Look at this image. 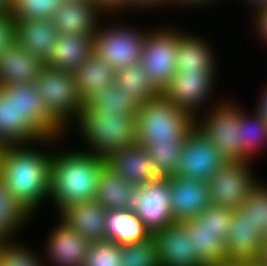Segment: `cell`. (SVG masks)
Returning <instances> with one entry per match:
<instances>
[{"label":"cell","mask_w":267,"mask_h":266,"mask_svg":"<svg viewBox=\"0 0 267 266\" xmlns=\"http://www.w3.org/2000/svg\"><path fill=\"white\" fill-rule=\"evenodd\" d=\"M62 139L45 138L34 143L6 146L0 179L31 217L49 198L50 164L54 149L48 152L45 150L47 147L44 148V146L58 145V141ZM42 144L44 146L40 150L41 147L37 145Z\"/></svg>","instance_id":"1"},{"label":"cell","mask_w":267,"mask_h":266,"mask_svg":"<svg viewBox=\"0 0 267 266\" xmlns=\"http://www.w3.org/2000/svg\"><path fill=\"white\" fill-rule=\"evenodd\" d=\"M56 149L50 164L49 198L59 213L63 208L96 198L98 177L107 163L81 148L77 150Z\"/></svg>","instance_id":"2"},{"label":"cell","mask_w":267,"mask_h":266,"mask_svg":"<svg viewBox=\"0 0 267 266\" xmlns=\"http://www.w3.org/2000/svg\"><path fill=\"white\" fill-rule=\"evenodd\" d=\"M135 115L101 112L84 103L75 126L86 143L85 150L107 159L118 150L138 144Z\"/></svg>","instance_id":"3"},{"label":"cell","mask_w":267,"mask_h":266,"mask_svg":"<svg viewBox=\"0 0 267 266\" xmlns=\"http://www.w3.org/2000/svg\"><path fill=\"white\" fill-rule=\"evenodd\" d=\"M135 118L137 140L142 146L183 142L195 127V119L162 94L142 102Z\"/></svg>","instance_id":"4"},{"label":"cell","mask_w":267,"mask_h":266,"mask_svg":"<svg viewBox=\"0 0 267 266\" xmlns=\"http://www.w3.org/2000/svg\"><path fill=\"white\" fill-rule=\"evenodd\" d=\"M34 85L46 112L68 132L70 125L74 123L71 121H77L84 107L74 74L45 67L35 79Z\"/></svg>","instance_id":"5"},{"label":"cell","mask_w":267,"mask_h":266,"mask_svg":"<svg viewBox=\"0 0 267 266\" xmlns=\"http://www.w3.org/2000/svg\"><path fill=\"white\" fill-rule=\"evenodd\" d=\"M232 216L231 209L210 205L195 219L181 222L204 266L226 262L225 241Z\"/></svg>","instance_id":"6"},{"label":"cell","mask_w":267,"mask_h":266,"mask_svg":"<svg viewBox=\"0 0 267 266\" xmlns=\"http://www.w3.org/2000/svg\"><path fill=\"white\" fill-rule=\"evenodd\" d=\"M220 102L214 103L212 109L209 106L203 118L197 116L195 126L228 161H242V106L234 101Z\"/></svg>","instance_id":"7"},{"label":"cell","mask_w":267,"mask_h":266,"mask_svg":"<svg viewBox=\"0 0 267 266\" xmlns=\"http://www.w3.org/2000/svg\"><path fill=\"white\" fill-rule=\"evenodd\" d=\"M102 22L93 35V53L104 59L115 71L140 62L147 30L121 22L115 25Z\"/></svg>","instance_id":"8"},{"label":"cell","mask_w":267,"mask_h":266,"mask_svg":"<svg viewBox=\"0 0 267 266\" xmlns=\"http://www.w3.org/2000/svg\"><path fill=\"white\" fill-rule=\"evenodd\" d=\"M160 27L147 28L140 62L149 81L161 94L177 72L176 52L182 30L170 25Z\"/></svg>","instance_id":"9"},{"label":"cell","mask_w":267,"mask_h":266,"mask_svg":"<svg viewBox=\"0 0 267 266\" xmlns=\"http://www.w3.org/2000/svg\"><path fill=\"white\" fill-rule=\"evenodd\" d=\"M251 161H227L207 181L211 205L236 211L244 204L249 193L260 181L252 172Z\"/></svg>","instance_id":"10"},{"label":"cell","mask_w":267,"mask_h":266,"mask_svg":"<svg viewBox=\"0 0 267 266\" xmlns=\"http://www.w3.org/2000/svg\"><path fill=\"white\" fill-rule=\"evenodd\" d=\"M125 210L135 211L151 234L173 224L175 221L171 214L170 178L159 177L135 186L130 192Z\"/></svg>","instance_id":"11"},{"label":"cell","mask_w":267,"mask_h":266,"mask_svg":"<svg viewBox=\"0 0 267 266\" xmlns=\"http://www.w3.org/2000/svg\"><path fill=\"white\" fill-rule=\"evenodd\" d=\"M15 99L17 123L37 141L45 138H64L66 131L46 112L34 83H13L2 86ZM65 135V136H64Z\"/></svg>","instance_id":"12"},{"label":"cell","mask_w":267,"mask_h":266,"mask_svg":"<svg viewBox=\"0 0 267 266\" xmlns=\"http://www.w3.org/2000/svg\"><path fill=\"white\" fill-rule=\"evenodd\" d=\"M227 161L195 126L183 141L175 176L207 182Z\"/></svg>","instance_id":"13"},{"label":"cell","mask_w":267,"mask_h":266,"mask_svg":"<svg viewBox=\"0 0 267 266\" xmlns=\"http://www.w3.org/2000/svg\"><path fill=\"white\" fill-rule=\"evenodd\" d=\"M216 72L218 73V70L197 73L177 71L161 94L196 119L198 115L201 116L199 113L205 109L207 101L211 100L214 94L212 92H215L213 91L217 81L215 78L218 76Z\"/></svg>","instance_id":"14"},{"label":"cell","mask_w":267,"mask_h":266,"mask_svg":"<svg viewBox=\"0 0 267 266\" xmlns=\"http://www.w3.org/2000/svg\"><path fill=\"white\" fill-rule=\"evenodd\" d=\"M159 266H204L192 248L191 236L181 222L152 233Z\"/></svg>","instance_id":"15"},{"label":"cell","mask_w":267,"mask_h":266,"mask_svg":"<svg viewBox=\"0 0 267 266\" xmlns=\"http://www.w3.org/2000/svg\"><path fill=\"white\" fill-rule=\"evenodd\" d=\"M170 204L175 222L195 219L211 205L206 181L171 176Z\"/></svg>","instance_id":"16"},{"label":"cell","mask_w":267,"mask_h":266,"mask_svg":"<svg viewBox=\"0 0 267 266\" xmlns=\"http://www.w3.org/2000/svg\"><path fill=\"white\" fill-rule=\"evenodd\" d=\"M264 237L265 235L253 225L247 214L239 209L233 211L225 241L226 262L257 261Z\"/></svg>","instance_id":"17"},{"label":"cell","mask_w":267,"mask_h":266,"mask_svg":"<svg viewBox=\"0 0 267 266\" xmlns=\"http://www.w3.org/2000/svg\"><path fill=\"white\" fill-rule=\"evenodd\" d=\"M46 240L45 252L49 266H83L90 242L60 219Z\"/></svg>","instance_id":"18"},{"label":"cell","mask_w":267,"mask_h":266,"mask_svg":"<svg viewBox=\"0 0 267 266\" xmlns=\"http://www.w3.org/2000/svg\"><path fill=\"white\" fill-rule=\"evenodd\" d=\"M104 15L90 0H64L55 12L52 22L58 34H84L93 37L100 21H107L101 19L106 18Z\"/></svg>","instance_id":"19"},{"label":"cell","mask_w":267,"mask_h":266,"mask_svg":"<svg viewBox=\"0 0 267 266\" xmlns=\"http://www.w3.org/2000/svg\"><path fill=\"white\" fill-rule=\"evenodd\" d=\"M106 212L95 200L83 201L63 208L58 218L91 243L106 240Z\"/></svg>","instance_id":"20"},{"label":"cell","mask_w":267,"mask_h":266,"mask_svg":"<svg viewBox=\"0 0 267 266\" xmlns=\"http://www.w3.org/2000/svg\"><path fill=\"white\" fill-rule=\"evenodd\" d=\"M107 164L117 171L124 180L134 186H141L159 178L152 158L145 147L136 144L112 153Z\"/></svg>","instance_id":"21"},{"label":"cell","mask_w":267,"mask_h":266,"mask_svg":"<svg viewBox=\"0 0 267 266\" xmlns=\"http://www.w3.org/2000/svg\"><path fill=\"white\" fill-rule=\"evenodd\" d=\"M44 68L42 58L34 56L15 42L0 56V86L34 83Z\"/></svg>","instance_id":"22"},{"label":"cell","mask_w":267,"mask_h":266,"mask_svg":"<svg viewBox=\"0 0 267 266\" xmlns=\"http://www.w3.org/2000/svg\"><path fill=\"white\" fill-rule=\"evenodd\" d=\"M93 37L84 34H58L55 43L44 60L45 67L74 73L92 53Z\"/></svg>","instance_id":"23"},{"label":"cell","mask_w":267,"mask_h":266,"mask_svg":"<svg viewBox=\"0 0 267 266\" xmlns=\"http://www.w3.org/2000/svg\"><path fill=\"white\" fill-rule=\"evenodd\" d=\"M209 43L204 36L202 38L197 34L181 31L176 52L177 71L197 73L217 70L218 59Z\"/></svg>","instance_id":"24"},{"label":"cell","mask_w":267,"mask_h":266,"mask_svg":"<svg viewBox=\"0 0 267 266\" xmlns=\"http://www.w3.org/2000/svg\"><path fill=\"white\" fill-rule=\"evenodd\" d=\"M16 42L34 56L45 60L55 40L57 29L52 20H16Z\"/></svg>","instance_id":"25"},{"label":"cell","mask_w":267,"mask_h":266,"mask_svg":"<svg viewBox=\"0 0 267 266\" xmlns=\"http://www.w3.org/2000/svg\"><path fill=\"white\" fill-rule=\"evenodd\" d=\"M73 74L79 95L84 103L115 81L113 67L94 53L82 62Z\"/></svg>","instance_id":"26"},{"label":"cell","mask_w":267,"mask_h":266,"mask_svg":"<svg viewBox=\"0 0 267 266\" xmlns=\"http://www.w3.org/2000/svg\"><path fill=\"white\" fill-rule=\"evenodd\" d=\"M105 224L106 240L119 245L142 241L151 235L135 211H107Z\"/></svg>","instance_id":"27"},{"label":"cell","mask_w":267,"mask_h":266,"mask_svg":"<svg viewBox=\"0 0 267 266\" xmlns=\"http://www.w3.org/2000/svg\"><path fill=\"white\" fill-rule=\"evenodd\" d=\"M134 188L133 184L124 180L117 171L106 163L98 177L95 201L107 211L125 210L130 192Z\"/></svg>","instance_id":"28"},{"label":"cell","mask_w":267,"mask_h":266,"mask_svg":"<svg viewBox=\"0 0 267 266\" xmlns=\"http://www.w3.org/2000/svg\"><path fill=\"white\" fill-rule=\"evenodd\" d=\"M0 140L6 145L34 143L37 140L19 123L15 99L0 86Z\"/></svg>","instance_id":"29"},{"label":"cell","mask_w":267,"mask_h":266,"mask_svg":"<svg viewBox=\"0 0 267 266\" xmlns=\"http://www.w3.org/2000/svg\"><path fill=\"white\" fill-rule=\"evenodd\" d=\"M31 218L0 179V240L15 239V234Z\"/></svg>","instance_id":"30"},{"label":"cell","mask_w":267,"mask_h":266,"mask_svg":"<svg viewBox=\"0 0 267 266\" xmlns=\"http://www.w3.org/2000/svg\"><path fill=\"white\" fill-rule=\"evenodd\" d=\"M244 111L241 127L242 161L253 160L267 147V122L254 111L251 115Z\"/></svg>","instance_id":"31"},{"label":"cell","mask_w":267,"mask_h":266,"mask_svg":"<svg viewBox=\"0 0 267 266\" xmlns=\"http://www.w3.org/2000/svg\"><path fill=\"white\" fill-rule=\"evenodd\" d=\"M88 103L101 112H119L120 114H136L142 102L133 94L118 87L116 82L95 94Z\"/></svg>","instance_id":"32"},{"label":"cell","mask_w":267,"mask_h":266,"mask_svg":"<svg viewBox=\"0 0 267 266\" xmlns=\"http://www.w3.org/2000/svg\"><path fill=\"white\" fill-rule=\"evenodd\" d=\"M114 80L119 88L135 95L141 102L149 101L160 94L149 81L141 62L116 70Z\"/></svg>","instance_id":"33"},{"label":"cell","mask_w":267,"mask_h":266,"mask_svg":"<svg viewBox=\"0 0 267 266\" xmlns=\"http://www.w3.org/2000/svg\"><path fill=\"white\" fill-rule=\"evenodd\" d=\"M64 0H10L8 12L15 20H52Z\"/></svg>","instance_id":"34"},{"label":"cell","mask_w":267,"mask_h":266,"mask_svg":"<svg viewBox=\"0 0 267 266\" xmlns=\"http://www.w3.org/2000/svg\"><path fill=\"white\" fill-rule=\"evenodd\" d=\"M183 142L171 144L144 145L152 158L159 177L175 176L180 159Z\"/></svg>","instance_id":"35"},{"label":"cell","mask_w":267,"mask_h":266,"mask_svg":"<svg viewBox=\"0 0 267 266\" xmlns=\"http://www.w3.org/2000/svg\"><path fill=\"white\" fill-rule=\"evenodd\" d=\"M262 181V182H261ZM249 193L248 199L239 207L265 236L267 235V182L261 180ZM265 182V183H264Z\"/></svg>","instance_id":"36"},{"label":"cell","mask_w":267,"mask_h":266,"mask_svg":"<svg viewBox=\"0 0 267 266\" xmlns=\"http://www.w3.org/2000/svg\"><path fill=\"white\" fill-rule=\"evenodd\" d=\"M121 246V266H159L152 234L145 240Z\"/></svg>","instance_id":"37"},{"label":"cell","mask_w":267,"mask_h":266,"mask_svg":"<svg viewBox=\"0 0 267 266\" xmlns=\"http://www.w3.org/2000/svg\"><path fill=\"white\" fill-rule=\"evenodd\" d=\"M15 241L13 239L1 243L0 266H46L44 259L38 257L33 249Z\"/></svg>","instance_id":"38"},{"label":"cell","mask_w":267,"mask_h":266,"mask_svg":"<svg viewBox=\"0 0 267 266\" xmlns=\"http://www.w3.org/2000/svg\"><path fill=\"white\" fill-rule=\"evenodd\" d=\"M122 246L109 240L91 242L83 266H121Z\"/></svg>","instance_id":"39"},{"label":"cell","mask_w":267,"mask_h":266,"mask_svg":"<svg viewBox=\"0 0 267 266\" xmlns=\"http://www.w3.org/2000/svg\"><path fill=\"white\" fill-rule=\"evenodd\" d=\"M16 20L9 12L0 14V56L16 42Z\"/></svg>","instance_id":"40"},{"label":"cell","mask_w":267,"mask_h":266,"mask_svg":"<svg viewBox=\"0 0 267 266\" xmlns=\"http://www.w3.org/2000/svg\"><path fill=\"white\" fill-rule=\"evenodd\" d=\"M98 7L106 16L114 15L128 10V0H90Z\"/></svg>","instance_id":"41"},{"label":"cell","mask_w":267,"mask_h":266,"mask_svg":"<svg viewBox=\"0 0 267 266\" xmlns=\"http://www.w3.org/2000/svg\"><path fill=\"white\" fill-rule=\"evenodd\" d=\"M252 24H254L255 34L259 36L260 42L263 41V45H267V7L261 8L258 12L253 15Z\"/></svg>","instance_id":"42"},{"label":"cell","mask_w":267,"mask_h":266,"mask_svg":"<svg viewBox=\"0 0 267 266\" xmlns=\"http://www.w3.org/2000/svg\"><path fill=\"white\" fill-rule=\"evenodd\" d=\"M170 5V0H128V9H140L143 10H154V9H160L162 7H166L168 9V6ZM158 7V8H157ZM160 7V8H159Z\"/></svg>","instance_id":"43"},{"label":"cell","mask_w":267,"mask_h":266,"mask_svg":"<svg viewBox=\"0 0 267 266\" xmlns=\"http://www.w3.org/2000/svg\"><path fill=\"white\" fill-rule=\"evenodd\" d=\"M219 1V0H170V5L169 7L171 6H175V7H189V8H193L194 7H197V8H201L200 6H204L205 7L208 5L210 6L211 3L214 2V4ZM177 5V6H176ZM192 6V7H191Z\"/></svg>","instance_id":"44"},{"label":"cell","mask_w":267,"mask_h":266,"mask_svg":"<svg viewBox=\"0 0 267 266\" xmlns=\"http://www.w3.org/2000/svg\"><path fill=\"white\" fill-rule=\"evenodd\" d=\"M262 96L256 104L255 112L259 114L267 122V85L263 87Z\"/></svg>","instance_id":"45"},{"label":"cell","mask_w":267,"mask_h":266,"mask_svg":"<svg viewBox=\"0 0 267 266\" xmlns=\"http://www.w3.org/2000/svg\"><path fill=\"white\" fill-rule=\"evenodd\" d=\"M259 264L267 266V235L263 239L261 246V251L259 253V259L257 260Z\"/></svg>","instance_id":"46"},{"label":"cell","mask_w":267,"mask_h":266,"mask_svg":"<svg viewBox=\"0 0 267 266\" xmlns=\"http://www.w3.org/2000/svg\"><path fill=\"white\" fill-rule=\"evenodd\" d=\"M245 1L248 5L250 4V7L254 8L255 14L258 12L261 8H266L267 7V0H242Z\"/></svg>","instance_id":"47"},{"label":"cell","mask_w":267,"mask_h":266,"mask_svg":"<svg viewBox=\"0 0 267 266\" xmlns=\"http://www.w3.org/2000/svg\"><path fill=\"white\" fill-rule=\"evenodd\" d=\"M10 7V0H0V14L7 13Z\"/></svg>","instance_id":"48"},{"label":"cell","mask_w":267,"mask_h":266,"mask_svg":"<svg viewBox=\"0 0 267 266\" xmlns=\"http://www.w3.org/2000/svg\"><path fill=\"white\" fill-rule=\"evenodd\" d=\"M6 146L7 145L0 140V170L2 167L3 154L5 152Z\"/></svg>","instance_id":"49"},{"label":"cell","mask_w":267,"mask_h":266,"mask_svg":"<svg viewBox=\"0 0 267 266\" xmlns=\"http://www.w3.org/2000/svg\"><path fill=\"white\" fill-rule=\"evenodd\" d=\"M213 266H245V262H243V263L225 262V263H220L218 265H213Z\"/></svg>","instance_id":"50"},{"label":"cell","mask_w":267,"mask_h":266,"mask_svg":"<svg viewBox=\"0 0 267 266\" xmlns=\"http://www.w3.org/2000/svg\"><path fill=\"white\" fill-rule=\"evenodd\" d=\"M245 266H265V265L259 264L257 261H254V262H245Z\"/></svg>","instance_id":"51"}]
</instances>
